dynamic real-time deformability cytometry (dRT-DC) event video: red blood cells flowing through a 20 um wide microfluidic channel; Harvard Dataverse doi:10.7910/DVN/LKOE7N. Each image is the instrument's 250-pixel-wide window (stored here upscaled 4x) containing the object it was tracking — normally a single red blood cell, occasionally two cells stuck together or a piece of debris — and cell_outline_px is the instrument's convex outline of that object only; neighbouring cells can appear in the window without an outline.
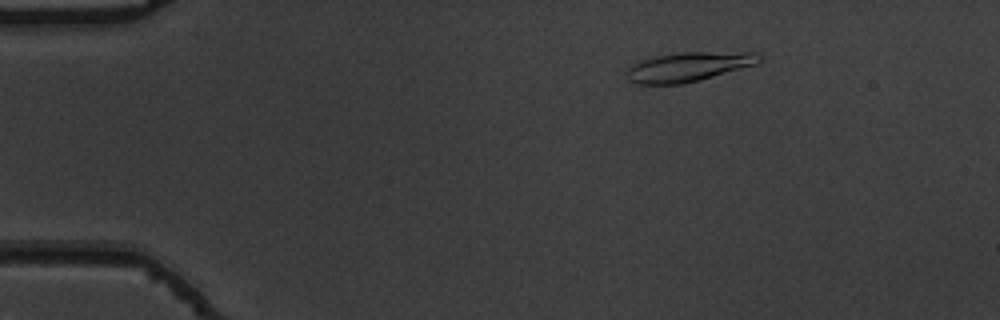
{"species": "common noctule bat (a hibernating species)", "species_latin": "Nyctalus noctula", "temperature_condition": "warm", "stored_images_in_passage": 46, "camera_frame_rate_fps": 3000, "um_per_image_px": 0.085, "animal": {"sex": "male", "body_mass_g": 19.5, "forearm_length_mm": 54.6}, "frame": {"image": 1, "passage_image": 1, "time_ms": 0.0, "image_size_px": [1000, 320], "cell_outline_px": [[760, 60], [756, 64], [700, 80], [680, 84], [636, 84], [628, 80], [628, 68], [632, 64], [640, 60], [656, 56], [680, 52], [756, 52], [760, 56]], "centroid_in_image_um": [58.5, 5.67], "position_along_channel_um": 26.5, "area_um2": 22.54}}
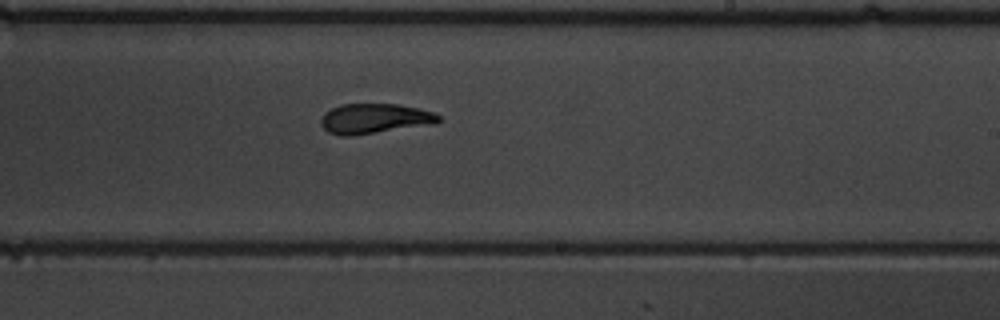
{"frame": {"image": 2, "passage_image": 25, "time_ms": 8.0, "image_size_px": [1000, 320], "cell_outline_px": [[440, 120], [436, 124], [352, 136], [340, 136], [328, 132], [320, 124], [320, 120], [324, 112], [340, 104], [396, 104], [420, 108], [436, 112], [440, 116]], "centroid_in_image_um": [31.86, 10.08], "position_along_channel_um": 257.1, "area_um2": 20.92}}
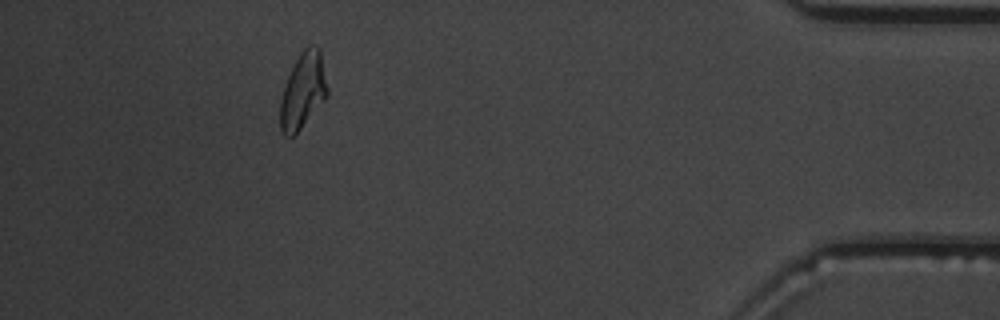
{"frame": {"image": 3, "passage_image": 41, "time_ms": 13.333, "image_size_px": [1000, 320], "cell_outline_px": [[328, 96], [300, 128], [292, 136], [284, 136], [280, 128], [280, 100], [284, 84], [300, 52], [308, 44], [316, 44], [320, 48], [328, 88]], "centroid_in_image_um": [25.76, 7.67], "position_along_channel_um": 409.4, "area_um2": 20.87}, "authors_computed_cell_mechanics": {"area_um2": 21.0103, "velocity_mm_per_s": 3.8077, "shape_relaxation_time_tau1_ms": 5.7617, "shape_relaxation_time_tau2_ms": 2.3767, "deformation_change_tau1": 0.2185, "deformation_change_tau2": 0.093}}